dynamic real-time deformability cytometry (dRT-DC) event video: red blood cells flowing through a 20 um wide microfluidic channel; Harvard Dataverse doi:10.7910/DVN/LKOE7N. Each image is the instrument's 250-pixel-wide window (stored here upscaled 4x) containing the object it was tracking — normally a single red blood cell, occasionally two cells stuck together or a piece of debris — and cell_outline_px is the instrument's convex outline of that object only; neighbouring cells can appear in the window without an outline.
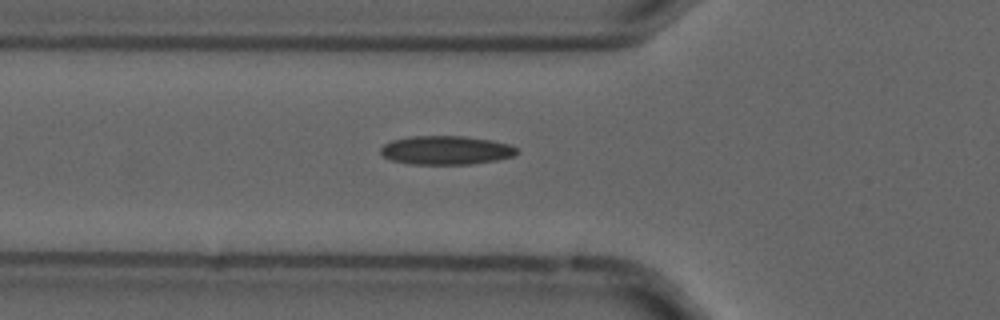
{"species": "common noctule bat (a hibernating species)", "species_latin": "Nyctalus noctula", "temperature_condition": "cold", "stored_images_in_passage": 39, "camera_frame_rate_fps": 3000, "um_per_image_px": 0.085, "animal": {"sex": "male", "forearm_length_mm": 52.5}, "frame": {"image": 1, "passage_image": 6, "time_ms": 1.667, "image_size_px": [1000, 320], "cell_outline_px": [[520, 152], [512, 156], [496, 160], [472, 164], [412, 164], [392, 160], [384, 156], [380, 152], [380, 148], [384, 144], [392, 140], [412, 136], [464, 136], [492, 140], [508, 144], [520, 148]], "centroid_in_image_um": [37.95, 12.76], "position_along_channel_um": 87.9, "area_um2": 22.89}}
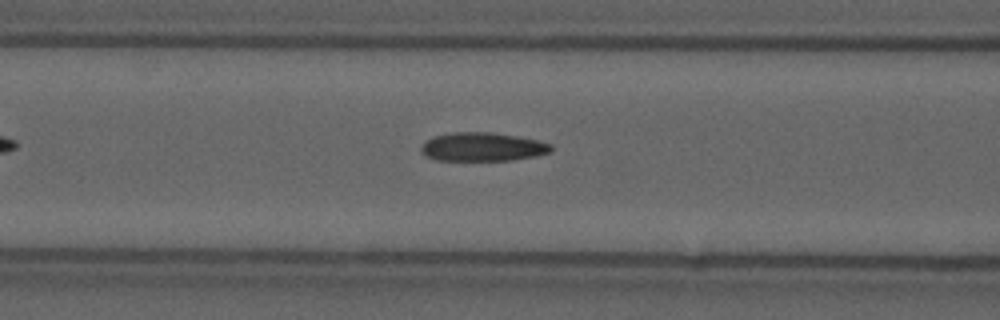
{"frame": {"image": 2, "passage_image": 9, "time_ms": 2.667, "image_size_px": [1000, 320], "cell_outline_px": [[552, 148], [548, 152], [536, 156], [512, 160], [436, 160], [420, 152], [420, 148], [432, 136], [452, 132], [488, 132], [516, 136], [536, 140], [552, 144]], "centroid_in_image_um": [41.0, 12.48], "position_along_channel_um": 125.6, "area_um2": 21.5}}
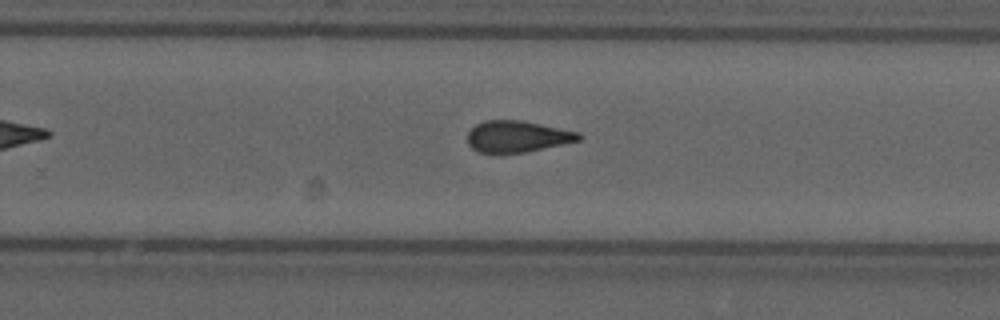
{"frame": {"image": 3, "passage_image": 22, "time_ms": 7.0, "image_size_px": [1000, 320], "cell_outline_px": [[584, 136], [580, 140], [524, 152], [500, 156], [476, 152], [468, 144], [468, 132], [476, 124], [484, 120], [520, 120], [580, 132]], "centroid_in_image_um": [43.92, 11.63], "position_along_channel_um": 285.9, "area_um2": 20.87}, "authors_computed_cell_mechanics": {"area_um2": 21.2126, "velocity_mm_per_s": 3.7186, "shape_relaxation_time_tau1_ms": null, "shape_relaxation_time_tau2_ms": 2.837, "deformation_change_tau1": null, "deformation_change_tau2": 0.1216}}